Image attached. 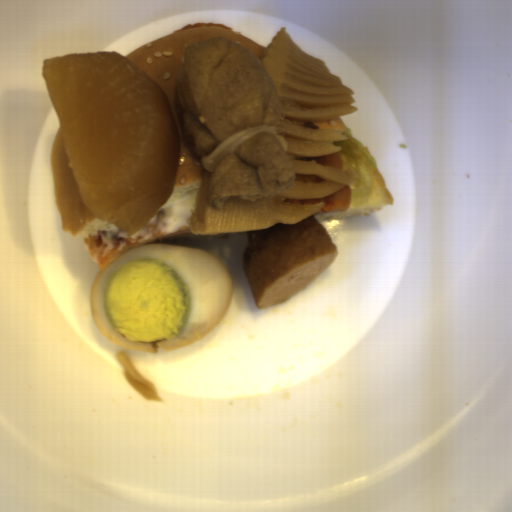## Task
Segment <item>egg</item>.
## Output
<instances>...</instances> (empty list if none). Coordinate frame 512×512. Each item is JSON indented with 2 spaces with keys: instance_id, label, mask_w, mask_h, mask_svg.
Masks as SVG:
<instances>
[{
  "instance_id": "1",
  "label": "egg",
  "mask_w": 512,
  "mask_h": 512,
  "mask_svg": "<svg viewBox=\"0 0 512 512\" xmlns=\"http://www.w3.org/2000/svg\"><path fill=\"white\" fill-rule=\"evenodd\" d=\"M232 291L230 272L214 254L148 243L124 251L96 273L89 307L97 331L113 345L167 353L216 327Z\"/></svg>"
}]
</instances>
